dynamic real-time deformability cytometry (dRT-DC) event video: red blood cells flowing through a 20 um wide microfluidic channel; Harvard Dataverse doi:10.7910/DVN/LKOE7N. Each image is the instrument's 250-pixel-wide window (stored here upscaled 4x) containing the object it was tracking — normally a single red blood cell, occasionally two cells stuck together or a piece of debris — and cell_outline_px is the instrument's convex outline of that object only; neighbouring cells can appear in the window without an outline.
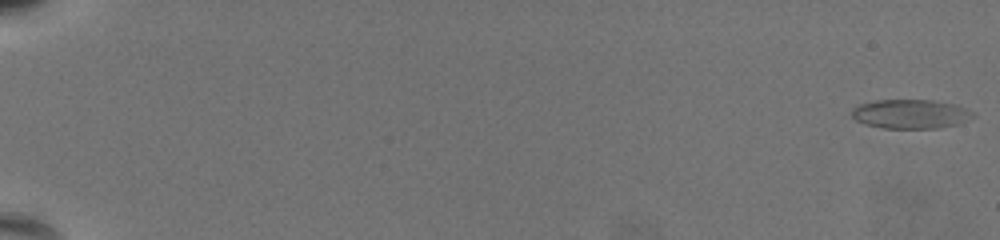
{"species": "common noctule bat (a hibernating species)", "species_latin": "Nyctalus noctula", "temperature_condition": "warm", "stored_images_in_passage": 24, "camera_frame_rate_fps": 3000, "um_per_image_px": 0.085, "animal": {"sex": "female", "body_mass_g": 19.5, "forearm_length_mm": 54.1}, "frame": {"image": 1, "passage_image": 1, "time_ms": 0.0, "image_size_px": [1000, 240], "cell_outline_px": [[976, 116], [956, 124], [936, 128], [880, 128], [864, 124], [856, 120], [852, 116], [852, 108], [860, 104], [876, 100], [932, 100], [952, 104], [968, 108], [976, 112]], "centroid_in_image_um": [77.4, 9.69], "position_along_channel_um": 7.6, "area_um2": 20.63}}
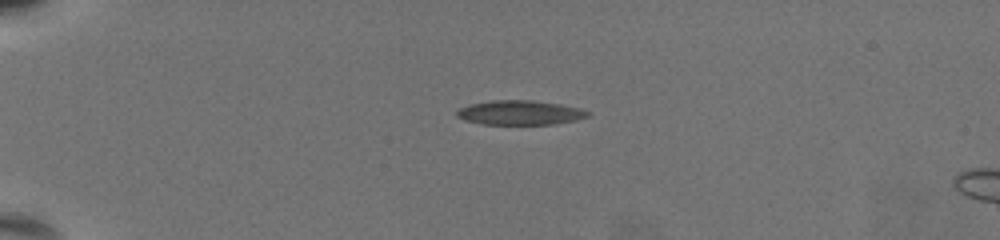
{"frame": {"image": 2, "passage_image": 17, "time_ms": 5.333, "image_size_px": [1000, 240], "cell_outline_px": [[592, 112], [588, 116], [576, 120], [552, 124], [480, 124], [456, 116], [456, 112], [460, 108], [468, 104], [492, 100], [532, 100], [560, 104], [580, 108]], "centroid_in_image_um": [44.21, 9.57], "position_along_channel_um": 40.8, "area_um2": 18.61}}
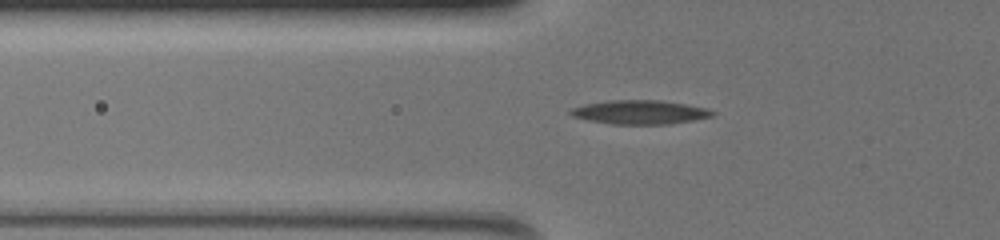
{"frame": {"image": 3, "passage_image": 24, "time_ms": 7.667, "image_size_px": [1000, 240], "cell_outline_px": [[716, 112], [712, 116], [692, 120], [668, 124], [612, 124], [588, 120], [572, 116], [568, 112], [572, 108], [584, 104], [608, 100], [660, 100], [708, 108]], "centroid_in_image_um": [54.37, 9.53], "position_along_channel_um": 71.4, "area_um2": 19.71}}